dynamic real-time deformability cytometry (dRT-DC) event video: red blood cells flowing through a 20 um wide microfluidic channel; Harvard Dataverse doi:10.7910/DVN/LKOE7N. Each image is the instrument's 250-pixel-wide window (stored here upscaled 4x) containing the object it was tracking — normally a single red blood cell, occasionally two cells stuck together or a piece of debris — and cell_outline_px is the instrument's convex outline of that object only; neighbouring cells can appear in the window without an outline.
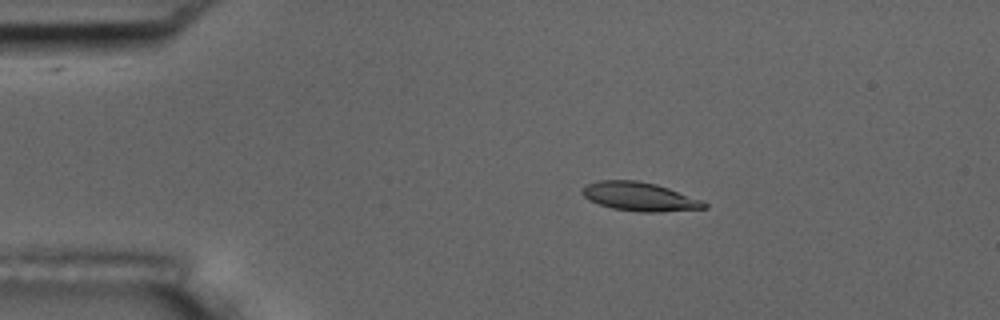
{"species": "common noctule bat (a hibernating species)", "species_latin": "Nyctalus noctula", "temperature_condition": "room temperature", "stored_images_in_passage": 6, "camera_frame_rate_fps": 3000, "um_per_image_px": 0.085, "animal": {"sex": "male", "body_mass_g": 17.5, "forearm_length_mm": 52.3}, "frame": {"image": 1, "passage_image": 3, "time_ms": 2.333, "image_size_px": [1000, 320], "cell_outline_px": [[708, 208], [656, 212], [640, 212], [612, 208], [600, 204], [584, 196], [580, 192], [580, 188], [584, 184], [596, 180], [640, 180], [656, 184], [704, 200], [708, 204]], "centroid_in_image_um": [54.36, 16.69], "position_along_channel_um": 30.6, "area_um2": 20.63}}
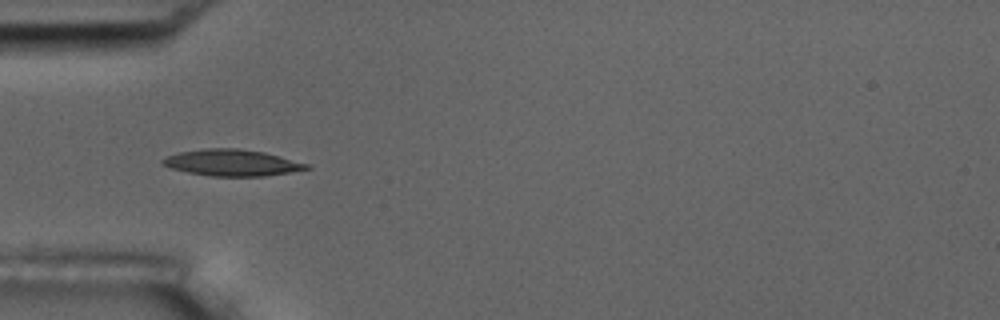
{"frame": {"image": 2, "passage_image": 5, "time_ms": 4.667, "image_size_px": [1000, 320], "cell_outline_px": [[312, 168], [264, 176], [212, 176], [188, 172], [172, 168], [160, 164], [160, 160], [168, 156], [180, 152], [204, 148], [240, 148], [264, 152], [280, 156], [308, 164]], "centroid_in_image_um": [19.7, 13.82], "position_along_channel_um": 65.3, "area_um2": 22.02}}